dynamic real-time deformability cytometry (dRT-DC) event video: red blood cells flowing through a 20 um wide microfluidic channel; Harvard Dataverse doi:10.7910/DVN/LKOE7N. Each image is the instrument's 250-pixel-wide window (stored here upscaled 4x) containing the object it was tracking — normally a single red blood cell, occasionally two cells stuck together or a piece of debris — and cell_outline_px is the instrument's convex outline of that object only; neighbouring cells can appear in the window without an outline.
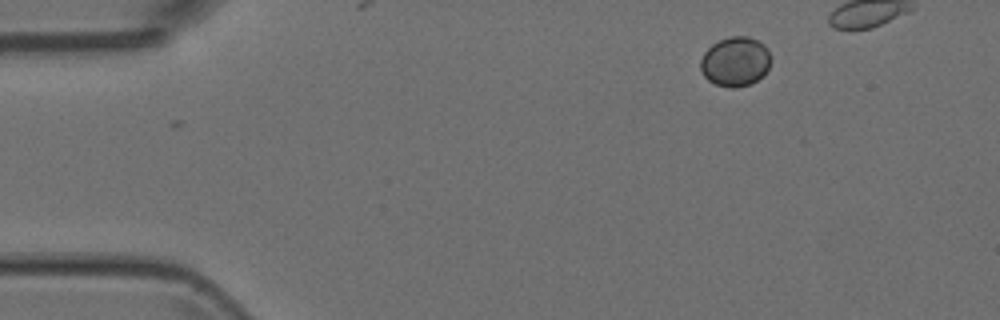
{"species": "Egyptian fruit bat (a non-hibernating species)", "species_latin": "Rousettus aegyptiacus", "temperature_condition": "room temperature", "stored_images_in_passage": 2, "camera_frame_rate_fps": 3000, "um_per_image_px": 0.085, "animal": {"sex": "female"}, "frame": {"image": 1, "passage_image": 2, "time_ms": 0.333, "image_size_px": [1000, 320], "cell_outline_px": [[772, 60], [768, 68], [752, 84], [736, 88], [732, 88], [716, 84], [708, 80], [704, 76], [700, 68], [700, 60], [704, 52], [712, 44], [728, 36], [748, 36], [764, 44], [768, 48]], "centroid_in_image_um": [62.5, 5.23], "position_along_channel_um": 22.5, "area_um2": 20.4}}